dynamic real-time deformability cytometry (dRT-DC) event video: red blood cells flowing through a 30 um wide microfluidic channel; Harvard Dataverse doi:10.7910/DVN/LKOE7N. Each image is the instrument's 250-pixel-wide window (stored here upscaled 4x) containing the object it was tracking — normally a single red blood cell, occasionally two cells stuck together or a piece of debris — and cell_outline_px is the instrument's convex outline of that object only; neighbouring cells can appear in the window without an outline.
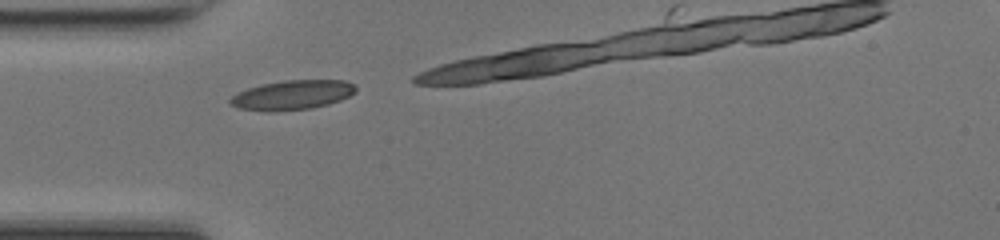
{"species": "common noctule bat (a hibernating species)", "species_latin": "Nyctalus noctula", "temperature_condition": "room temperature", "stored_images_in_passage": 7, "camera_frame_rate_fps": 3000, "um_per_image_px": 0.085, "animal": {"sex": "female", "body_mass_g": 17.0, "forearm_length_mm": 48.0}, "frame": {"image": 1, "passage_image": 2, "time_ms": 0.333, "image_size_px": [1000, 240], "cell_outline_px": [[356, 92], [340, 100], [328, 104], [312, 108], [268, 112], [240, 108], [232, 104], [228, 100], [236, 92], [248, 88], [264, 84], [284, 80], [344, 80], [356, 84]], "centroid_in_image_um": [24.86, 8.07], "position_along_channel_um": 60.1, "area_um2": 21.56}}
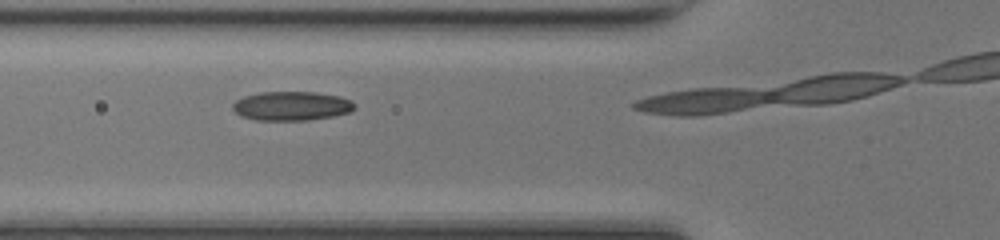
{"frame": {"image": 2, "passage_image": 5, "time_ms": 1.333, "image_size_px": [1000, 240], "cell_outline_px": [[356, 108], [348, 112], [332, 116], [308, 120], [256, 120], [240, 116], [232, 108], [232, 104], [236, 100], [244, 96], [260, 92], [316, 92], [340, 96], [352, 100], [356, 104]], "centroid_in_image_um": [24.79, 9.0], "position_along_channel_um": 101.0, "area_um2": 20.75}}